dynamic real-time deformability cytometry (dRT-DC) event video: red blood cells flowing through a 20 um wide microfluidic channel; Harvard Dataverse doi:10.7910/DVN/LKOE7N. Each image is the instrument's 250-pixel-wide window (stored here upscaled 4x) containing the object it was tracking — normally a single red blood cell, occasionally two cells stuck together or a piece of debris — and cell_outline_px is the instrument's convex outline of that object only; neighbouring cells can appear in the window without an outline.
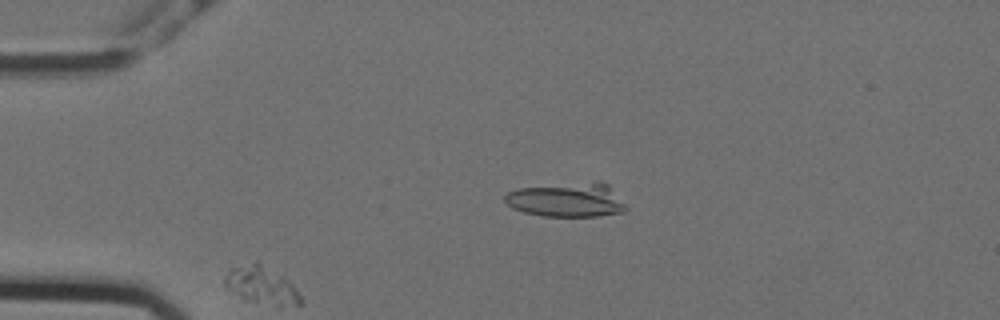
{"species": "Egyptian fruit bat (a non-hibernating species)", "species_latin": "Rousettus aegyptiacus", "temperature_condition": "cold", "stored_images_in_passage": 57, "camera_frame_rate_fps": 3000, "um_per_image_px": 0.085, "animal": {"sex": "female"}, "frame": {"image": 1, "passage_image": 12, "time_ms": 3.667, "image_size_px": [1000, 320], "cell_outline_px": [[628, 208], [624, 212], [600, 216], [540, 216], [524, 212], [512, 208], [504, 200], [504, 196], [508, 192], [520, 188], [596, 180], [600, 180], [608, 184]], "centroid_in_image_um": [48.22, 16.98], "position_along_channel_um": 36.8, "area_um2": 24.39}}
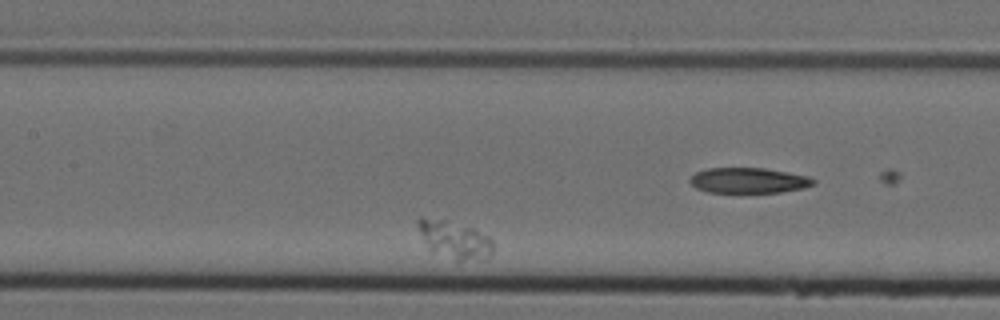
{"frame": {"image": 2, "passage_image": 24, "time_ms": 7.667, "image_size_px": [1000, 320], "cell_outline_px": [[492, 252], [484, 260], [460, 264], [456, 264], [432, 252], [424, 240], [416, 224], [416, 220], [420, 216], [444, 220], [472, 228], [488, 236], [492, 240]], "centroid_in_image_um": [38.63, 20.46], "position_along_channel_um": 168.8, "area_um2": 17.11}}
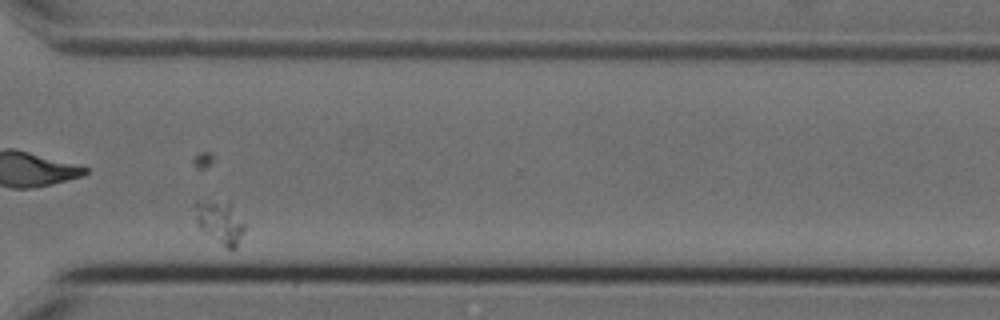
{"frame": {"image": 3, "passage_image": 43, "time_ms": 14.0, "image_size_px": [1000, 320], "cell_outline_px": [[244, 232], [236, 248], [228, 248], [200, 228], [196, 220], [196, 200], [228, 200], [244, 224]], "centroid_in_image_um": [18.71, 18.83], "position_along_channel_um": 351.9, "area_um2": 12.08}}